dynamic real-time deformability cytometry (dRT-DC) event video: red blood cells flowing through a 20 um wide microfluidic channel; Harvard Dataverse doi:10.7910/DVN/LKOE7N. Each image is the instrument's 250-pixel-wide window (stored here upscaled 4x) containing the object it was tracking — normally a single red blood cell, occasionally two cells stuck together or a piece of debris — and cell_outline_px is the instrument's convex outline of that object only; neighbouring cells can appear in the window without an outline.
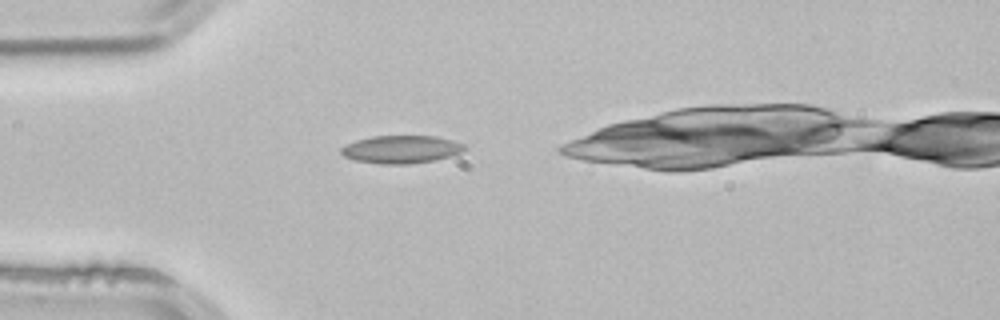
{"species": "common noctule bat (a hibernating species)", "species_latin": "Nyctalus noctula", "temperature_condition": "room temperature", "stored_images_in_passage": 2, "camera_frame_rate_fps": 3000, "um_per_image_px": 0.085, "animal": {"sex": "male", "body_mass_g": 21.5, "forearm_length_mm": 52.0}, "frame": {"image": 1, "passage_image": 1, "time_ms": 0.0, "image_size_px": [1000, 320], "cell_outline_px": [[468, 148], [464, 152], [452, 156], [436, 160], [408, 164], [380, 164], [356, 160], [344, 156], [340, 152], [340, 148], [356, 140], [372, 136], [436, 136], [452, 140], [464, 144]], "centroid_in_image_um": [34.16, 12.7], "position_along_channel_um": 50.8, "area_um2": 20.17}}